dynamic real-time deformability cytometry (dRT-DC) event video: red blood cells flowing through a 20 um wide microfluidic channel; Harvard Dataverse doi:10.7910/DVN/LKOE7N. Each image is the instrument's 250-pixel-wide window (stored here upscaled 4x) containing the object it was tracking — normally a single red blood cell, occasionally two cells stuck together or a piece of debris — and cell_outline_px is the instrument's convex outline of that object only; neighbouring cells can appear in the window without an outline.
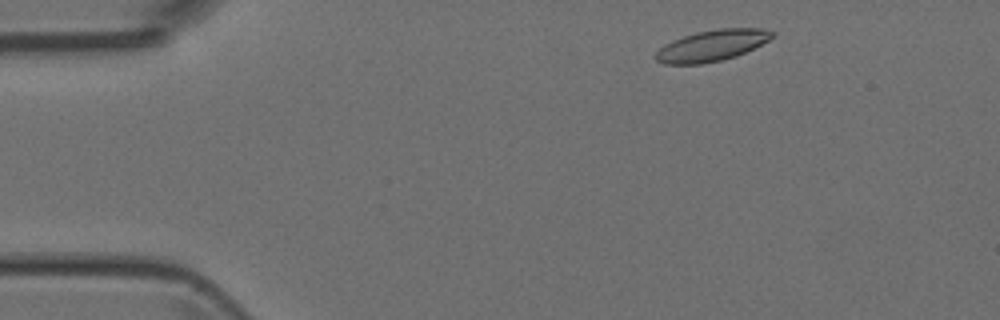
{"species": "Egyptian fruit bat (a non-hibernating species)", "species_latin": "Rousettus aegyptiacus", "temperature_condition": "room temperature", "stored_images_in_passage": 3, "camera_frame_rate_fps": 3000, "um_per_image_px": 0.085, "animal": {"sex": "female"}, "frame": {"image": 1, "passage_image": 1, "time_ms": 0.0, "image_size_px": [1000, 320], "cell_outline_px": [[776, 36], [736, 56], [720, 60], [700, 64], [664, 64], [656, 60], [652, 56], [664, 44], [684, 36], [696, 32], [720, 28], [760, 28], [776, 32]], "centroid_in_image_um": [60.49, 3.87], "position_along_channel_um": 24.5, "area_um2": 21.04}}